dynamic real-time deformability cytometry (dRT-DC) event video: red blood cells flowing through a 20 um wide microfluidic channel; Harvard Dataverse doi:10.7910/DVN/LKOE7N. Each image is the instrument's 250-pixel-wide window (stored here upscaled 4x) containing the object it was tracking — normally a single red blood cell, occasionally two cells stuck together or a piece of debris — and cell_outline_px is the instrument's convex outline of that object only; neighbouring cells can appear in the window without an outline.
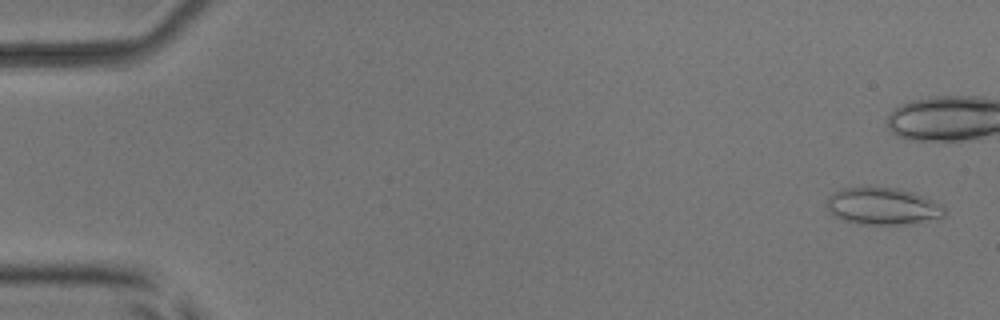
{"species": "common noctule bat (a hibernating species)", "species_latin": "Nyctalus noctula", "temperature_condition": "room temperature", "stored_images_in_passage": 8, "camera_frame_rate_fps": 3000, "um_per_image_px": 0.085, "animal": {"sex": "male", "body_mass_g": 17.9, "forearm_length_mm": 54.2}, "frame": {"image": 1, "passage_image": 1, "time_ms": 0.0, "image_size_px": [1000, 320], "cell_outline_px": [[944, 216], [912, 224], [856, 224], [844, 220], [836, 216], [828, 208], [828, 196], [832, 192], [844, 188], [868, 184], [896, 188], [912, 192], [924, 196], [944, 204]], "centroid_in_image_um": [75.03, 17.49], "position_along_channel_um": 10.0, "area_um2": 25.95}}